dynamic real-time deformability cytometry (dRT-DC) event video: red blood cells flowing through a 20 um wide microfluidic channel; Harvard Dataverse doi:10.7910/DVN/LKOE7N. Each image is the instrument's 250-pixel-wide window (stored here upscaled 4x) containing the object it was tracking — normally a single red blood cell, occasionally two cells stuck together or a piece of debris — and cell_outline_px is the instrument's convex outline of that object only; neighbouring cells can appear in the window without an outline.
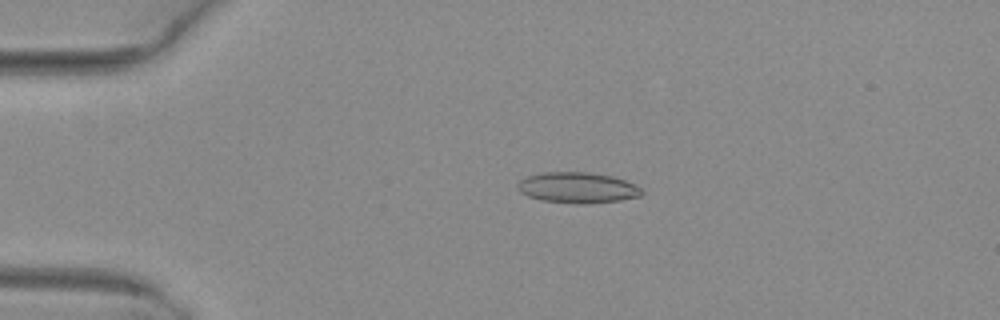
{"species": "common noctule bat (a hibernating species)", "species_latin": "Nyctalus noctula", "temperature_condition": "warm", "stored_images_in_passage": 41, "camera_frame_rate_fps": 3000, "um_per_image_px": 0.085, "animal": {"sex": "female", "body_mass_g": 29.2, "forearm_length_mm": 56.3}, "frame": {"image": 1, "passage_image": 10, "time_ms": 3.0, "image_size_px": [1000, 320], "cell_outline_px": [[644, 192], [640, 196], [620, 200], [584, 204], [580, 204], [540, 200], [528, 196], [520, 192], [516, 188], [516, 184], [520, 180], [528, 176], [544, 172], [588, 172], [612, 176], [624, 180], [640, 188]], "centroid_in_image_um": [49.05, 15.95], "position_along_channel_um": 35.9, "area_um2": 22.2}}
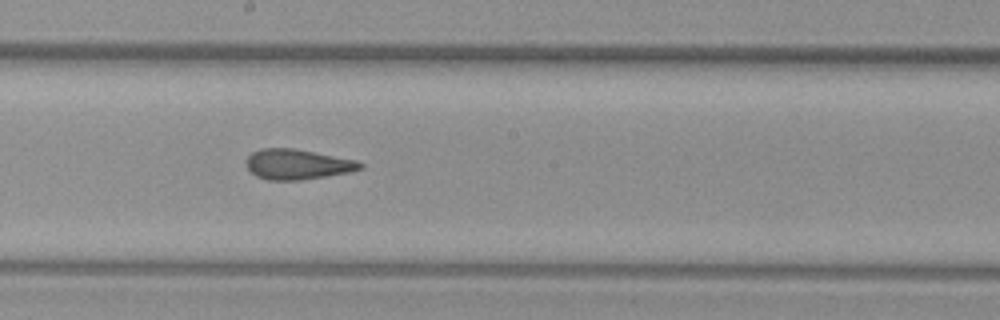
{"frame": {"image": 2, "passage_image": 27, "time_ms": 8.667, "image_size_px": [1000, 320], "cell_outline_px": [[364, 168], [352, 172], [328, 176], [300, 180], [268, 180], [256, 176], [244, 164], [248, 156], [252, 152], [260, 148], [292, 148], [356, 160], [364, 164]], "centroid_in_image_um": [25.29, 13.97], "position_along_channel_um": 222.9, "area_um2": 20.17}}
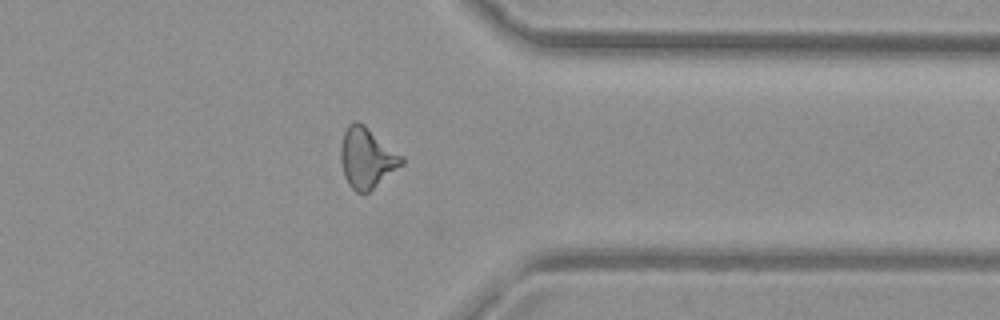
{"frame": {"image": 3, "passage_image": 39, "time_ms": 12.667, "image_size_px": [1000, 320], "cell_outline_px": [[404, 164], [368, 192], [356, 192], [348, 184], [344, 176], [340, 160], [340, 148], [344, 132], [348, 124], [356, 120], [364, 124], [404, 156]], "centroid_in_image_um": [31.18, 13.4], "position_along_channel_um": 380.2, "area_um2": 21.56}, "authors_computed_cell_mechanics": {"area_um2": 20.5768, "velocity_mm_per_s": 4.0965, "shape_relaxation_time_tau1_ms": null, "shape_relaxation_time_tau2_ms": 1.2605, "deformation_change_tau1": null, "deformation_change_tau2": 0.0983}}